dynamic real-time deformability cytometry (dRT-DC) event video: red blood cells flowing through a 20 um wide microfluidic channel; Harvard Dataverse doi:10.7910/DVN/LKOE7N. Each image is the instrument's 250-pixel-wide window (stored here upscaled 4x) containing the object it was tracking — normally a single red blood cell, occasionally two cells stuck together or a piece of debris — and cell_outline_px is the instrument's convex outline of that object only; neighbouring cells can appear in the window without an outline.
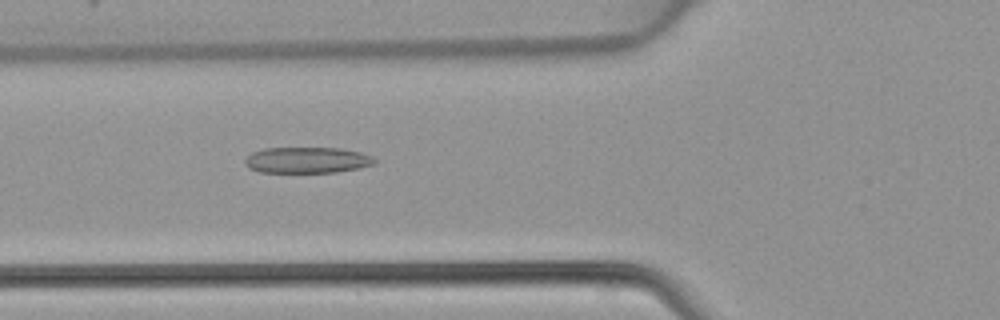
{"species": "common noctule bat (a hibernating species)", "species_latin": "Nyctalus noctula", "temperature_condition": "warm", "stored_images_in_passage": 46, "camera_frame_rate_fps": 3000, "um_per_image_px": 0.085, "animal": {"sex": "female", "body_mass_g": 22.7, "forearm_length_mm": 54.2}, "frame": {"image": 1, "passage_image": 17, "time_ms": 5.333, "image_size_px": [1000, 320], "cell_outline_px": [[376, 164], [360, 168], [336, 172], [260, 172], [248, 168], [244, 164], [244, 160], [252, 152], [264, 148], [340, 148], [360, 152], [372, 156], [376, 160]], "centroid_in_image_um": [26.11, 13.61], "position_along_channel_um": 99.7, "area_um2": 19.77}}
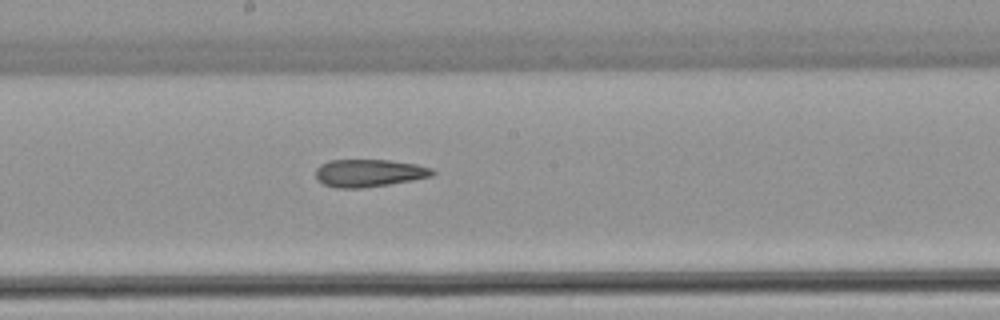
{"frame": {"image": 2, "passage_image": 25, "time_ms": 8.0, "image_size_px": [1000, 320], "cell_outline_px": [[436, 172], [432, 176], [412, 180], [388, 184], [360, 188], [336, 188], [324, 184], [316, 180], [316, 168], [320, 164], [328, 160], [388, 160], [416, 164], [432, 168]], "centroid_in_image_um": [31.34, 14.7], "position_along_channel_um": 216.9, "area_um2": 18.79}}
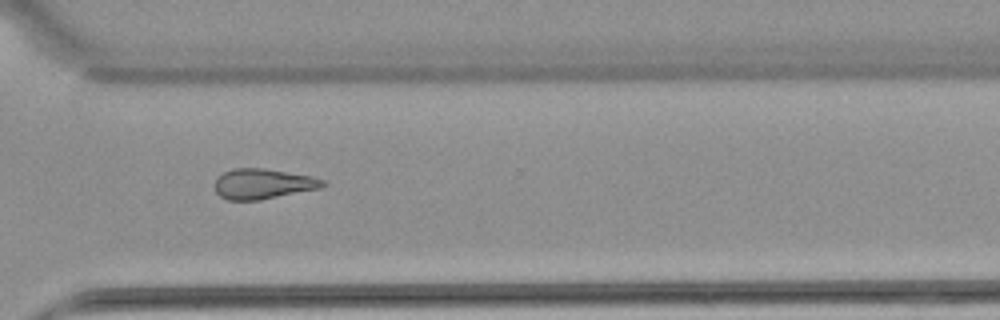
{"frame": {"image": 3, "passage_image": 34, "time_ms": 11.0, "image_size_px": [1000, 320], "cell_outline_px": [[328, 184], [320, 188], [260, 200], [228, 200], [220, 196], [216, 192], [216, 176], [224, 172], [236, 168], [264, 168], [312, 176], [324, 180]], "centroid_in_image_um": [22.36, 15.62], "position_along_channel_um": 348.2, "area_um2": 19.02}}